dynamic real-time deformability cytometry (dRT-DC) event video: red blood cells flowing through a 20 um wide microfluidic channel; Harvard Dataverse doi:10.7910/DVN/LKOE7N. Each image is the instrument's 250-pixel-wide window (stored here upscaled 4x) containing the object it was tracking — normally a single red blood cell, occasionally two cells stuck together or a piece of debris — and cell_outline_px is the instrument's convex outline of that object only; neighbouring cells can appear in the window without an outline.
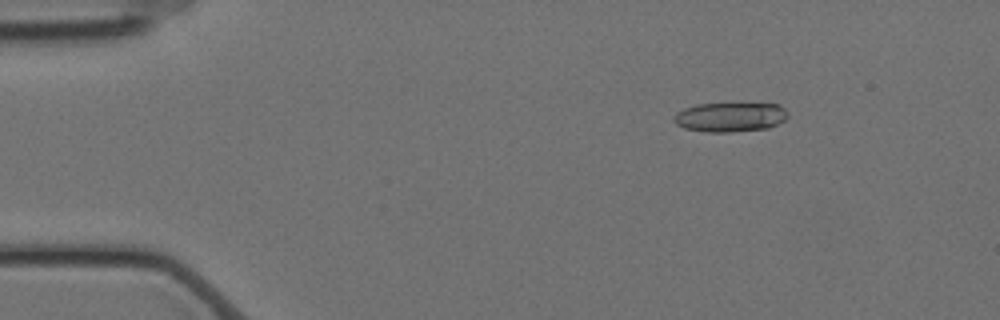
{"species": "Egyptian fruit bat (a non-hibernating species)", "species_latin": "Rousettus aegyptiacus", "temperature_condition": "cold", "stored_images_in_passage": 54, "camera_frame_rate_fps": 3000, "um_per_image_px": 0.085, "animal": {"sex": "female"}, "frame": {"image": 1, "passage_image": 5, "time_ms": 1.333, "image_size_px": [1000, 320], "cell_outline_px": [[788, 116], [784, 120], [768, 128], [732, 132], [708, 132], [684, 128], [676, 124], [672, 120], [672, 116], [676, 112], [684, 108], [696, 104], [780, 104], [788, 112]], "centroid_in_image_um": [62.03, 9.95], "position_along_channel_um": 23.0, "area_um2": 19.59}}
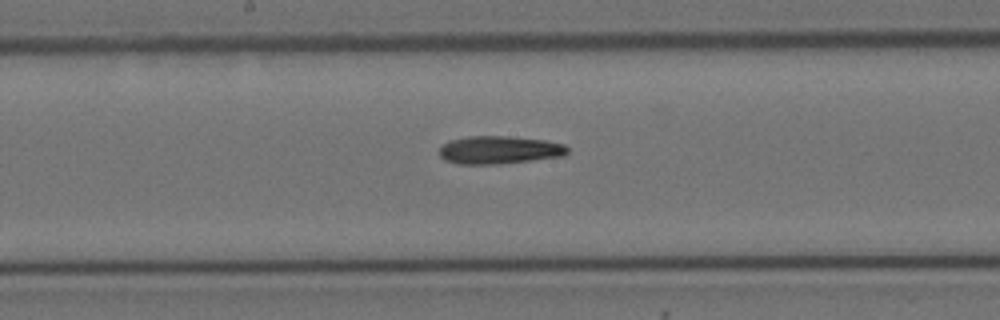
{"frame": {"image": 2, "passage_image": 27, "time_ms": 8.667, "image_size_px": [1000, 320], "cell_outline_px": [[568, 152], [564, 156], [500, 164], [456, 164], [444, 160], [440, 156], [440, 144], [448, 140], [468, 136], [504, 136], [544, 140], [564, 144], [568, 148]], "centroid_in_image_um": [42.39, 12.75], "position_along_channel_um": 205.8, "area_um2": 21.04}}
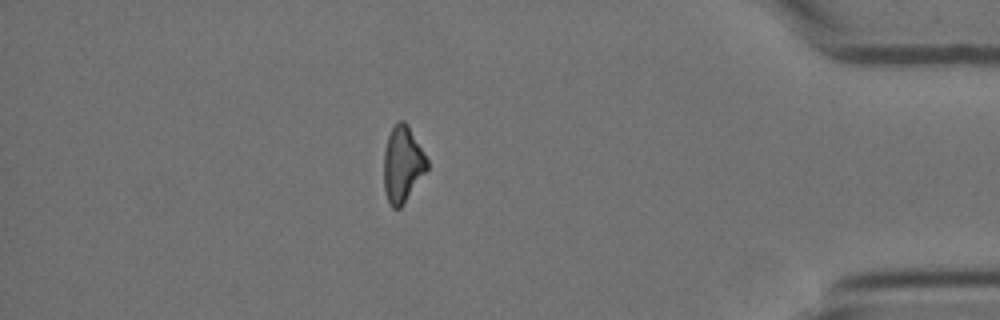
{"frame": {"image": 3, "passage_image": 47, "time_ms": 15.333, "image_size_px": [1000, 320], "cell_outline_px": [[428, 168], [404, 204], [400, 208], [392, 208], [384, 192], [384, 148], [388, 136], [396, 120], [404, 120], [408, 124], [428, 160]], "centroid_in_image_um": [34.21, 13.95], "position_along_channel_um": 401.0, "area_um2": 19.31}}